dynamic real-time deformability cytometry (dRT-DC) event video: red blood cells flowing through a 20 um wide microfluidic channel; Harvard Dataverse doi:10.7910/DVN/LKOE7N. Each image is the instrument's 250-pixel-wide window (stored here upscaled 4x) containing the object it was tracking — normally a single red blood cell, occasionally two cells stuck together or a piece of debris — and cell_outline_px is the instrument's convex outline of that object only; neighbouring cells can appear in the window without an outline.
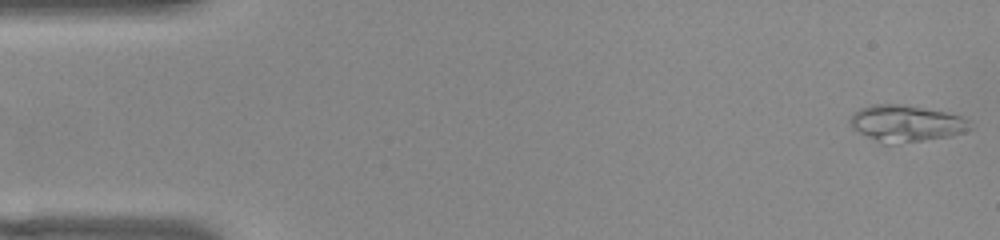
{"species": "common noctule bat (a hibernating species)", "species_latin": "Nyctalus noctula", "temperature_condition": "warm", "stored_images_in_passage": 52, "camera_frame_rate_fps": 3000, "um_per_image_px": 0.085, "animal": {"sex": "female", "body_mass_g": 22.0, "forearm_length_mm": 56.7}, "frame": {"image": 1, "passage_image": 1, "time_ms": 0.0, "image_size_px": [1000, 240], "cell_outline_px": [[972, 128], [964, 132], [952, 136], [924, 140], [892, 144], [880, 144], [852, 128], [848, 124], [848, 120], [852, 112], [860, 108], [872, 104], [904, 104], [944, 112], [960, 116], [968, 120]], "centroid_in_image_um": [76.95, 10.49], "position_along_channel_um": 8.0, "area_um2": 25.78}}
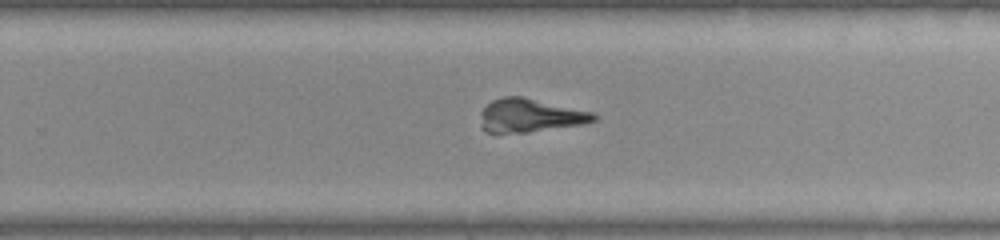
{"frame": {"image": 2, "passage_image": 33, "time_ms": 10.667, "image_size_px": [1000, 240], "cell_outline_px": [[596, 120], [584, 124], [528, 132], [488, 132], [480, 128], [480, 112], [492, 100], [504, 96], [524, 96], [592, 112], [596, 116]], "centroid_in_image_um": [45.03, 9.81], "position_along_channel_um": 284.8, "area_um2": 22.08}}
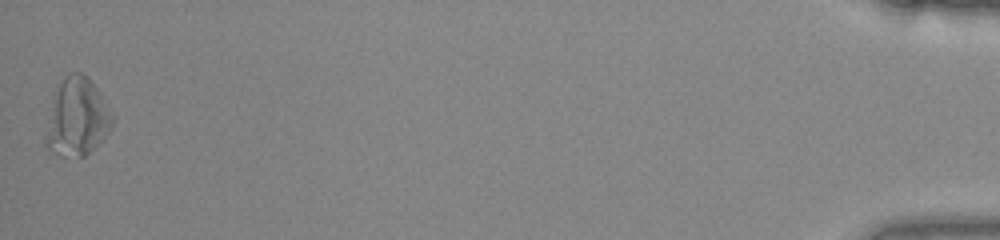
{"frame": {"image": 3, "passage_image": 52, "time_ms": 17.0, "image_size_px": [1000, 240], "cell_outline_px": [[112, 124], [104, 136], [84, 156], [60, 156], [44, 148], [44, 140], [56, 92], [60, 84], [68, 72], [80, 72], [88, 76], [104, 96], [108, 104], [112, 116]], "centroid_in_image_um": [6.56, 9.95], "position_along_channel_um": 428.6, "area_um2": 29.59}, "authors_computed_cell_mechanics": {"area_um2": 23.698, "velocity_mm_per_s": 3.8391, "shape_relaxation_time_tau1_ms": 6.7746, "shape_relaxation_time_tau2_ms": 1.6947, "deformation_change_tau1": 0.2099, "deformation_change_tau2": 0.0928}}